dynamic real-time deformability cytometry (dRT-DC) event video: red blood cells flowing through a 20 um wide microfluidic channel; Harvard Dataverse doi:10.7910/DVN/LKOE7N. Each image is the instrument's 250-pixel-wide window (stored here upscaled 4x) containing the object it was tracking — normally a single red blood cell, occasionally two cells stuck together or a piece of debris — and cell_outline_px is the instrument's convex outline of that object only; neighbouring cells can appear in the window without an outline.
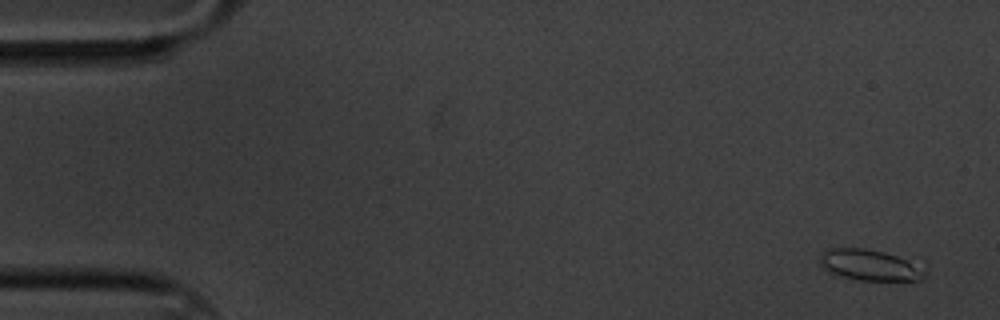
{"species": "common noctule bat (a hibernating species)", "species_latin": "Nyctalus noctula", "temperature_condition": "cold", "stored_images_in_passage": 5, "camera_frame_rate_fps": 3000, "um_per_image_px": 0.085, "animal": {"sex": "male", "body_mass_g": 20.1, "forearm_length_mm": 53.5}, "frame": {"image": 1, "passage_image": 1, "time_ms": 0.0, "image_size_px": [1000, 320], "cell_outline_px": [[924, 276], [920, 280], [856, 280], [828, 272], [820, 264], [820, 256], [828, 248], [864, 248], [884, 252], [896, 256], [904, 260], [924, 272]], "centroid_in_image_um": [73.8, 22.53], "position_along_channel_um": 11.2, "area_um2": 18.26}}
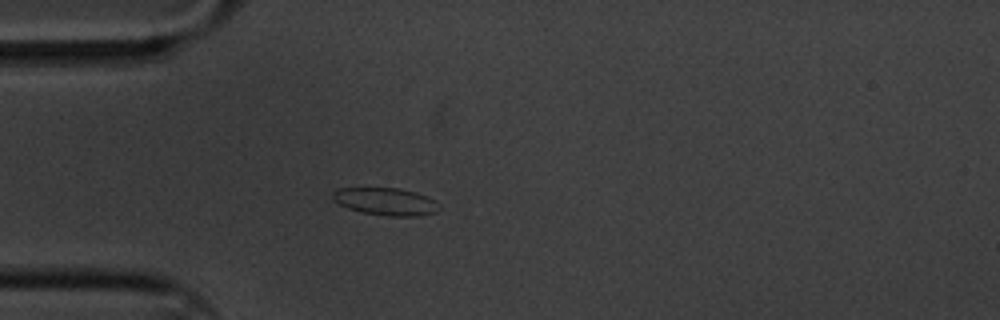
{"frame": {"image": 2, "passage_image": 5, "time_ms": 1.333, "image_size_px": [1000, 320], "cell_outline_px": [[440, 208], [436, 212], [420, 216], [388, 216], [364, 212], [348, 208], [332, 200], [332, 192], [336, 188], [400, 188], [416, 192], [428, 196], [436, 200], [440, 204]], "centroid_in_image_um": [32.82, 17.12], "position_along_channel_um": 52.2, "area_um2": 17.22}}